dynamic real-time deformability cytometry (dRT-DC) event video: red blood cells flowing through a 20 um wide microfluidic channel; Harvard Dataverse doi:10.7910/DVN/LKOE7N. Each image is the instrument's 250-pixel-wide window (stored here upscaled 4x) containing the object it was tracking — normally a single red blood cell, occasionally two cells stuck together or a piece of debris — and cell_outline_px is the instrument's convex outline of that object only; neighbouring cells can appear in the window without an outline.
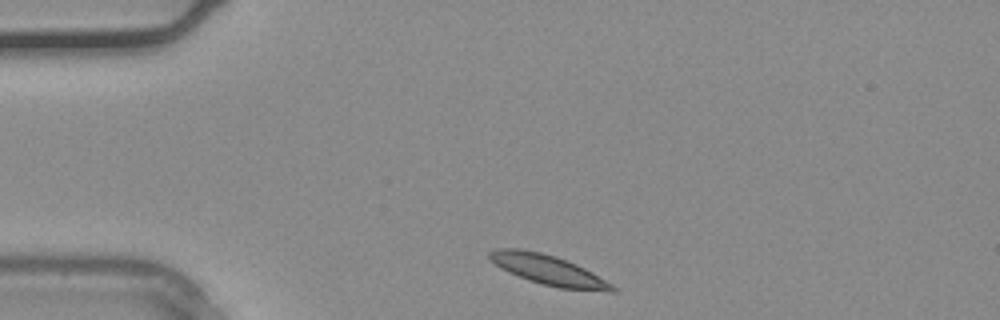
{"species": "common noctule bat (a hibernating species)", "species_latin": "Nyctalus noctula", "temperature_condition": "warm", "stored_images_in_passage": 26, "camera_frame_rate_fps": 3000, "um_per_image_px": 0.085, "animal": {"sex": "male", "body_mass_g": 20.4}, "frame": {"image": 1, "passage_image": 1, "time_ms": 0.0, "image_size_px": [1000, 320], "cell_outline_px": [[616, 292], [608, 292], [560, 288], [528, 280], [508, 272], [500, 268], [488, 260], [488, 252], [496, 248], [520, 248], [540, 252], [556, 256], [576, 264], [592, 272], [612, 284], [616, 288]], "centroid_in_image_um": [46.57, 22.94], "position_along_channel_um": 38.4, "area_um2": 21.56}}
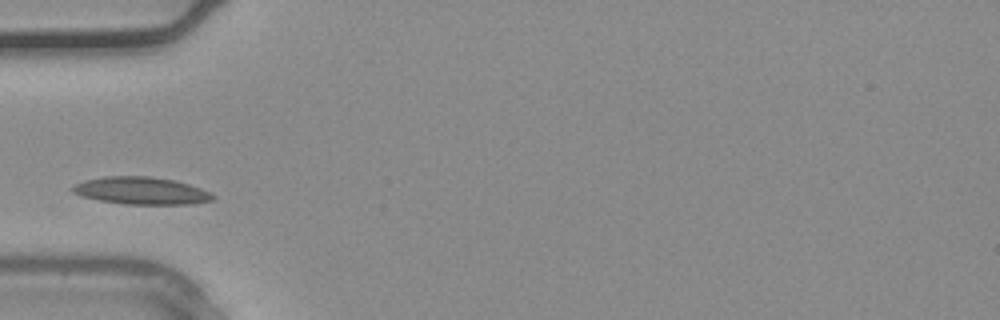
{"frame": {"image": 2, "passage_image": 5, "time_ms": 1.333, "image_size_px": [1000, 320], "cell_outline_px": [[216, 196], [212, 200], [188, 204], [124, 204], [100, 200], [80, 196], [72, 192], [68, 188], [72, 184], [84, 180], [104, 176], [148, 176], [172, 180], [188, 184], [200, 188]], "centroid_in_image_um": [11.91, 16.2], "position_along_channel_um": 73.1, "area_um2": 22.37}}